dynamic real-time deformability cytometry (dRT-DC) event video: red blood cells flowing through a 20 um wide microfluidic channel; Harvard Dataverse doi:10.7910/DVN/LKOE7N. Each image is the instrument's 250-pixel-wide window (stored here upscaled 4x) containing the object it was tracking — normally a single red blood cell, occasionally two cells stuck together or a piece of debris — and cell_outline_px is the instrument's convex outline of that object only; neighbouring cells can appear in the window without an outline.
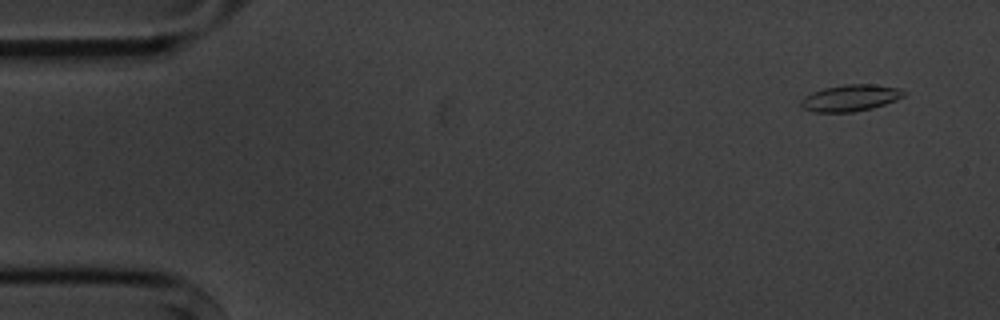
{"species": "common noctule bat (a hibernating species)", "species_latin": "Nyctalus noctula", "temperature_condition": "cold", "stored_images_in_passage": 4, "camera_frame_rate_fps": 3000, "um_per_image_px": 0.085, "animal": {"sex": "male", "body_mass_g": 20.1, "forearm_length_mm": 53.5}, "frame": {"image": 1, "passage_image": 1, "time_ms": 0.0, "image_size_px": [1000, 320], "cell_outline_px": [[908, 92], [904, 96], [896, 100], [872, 108], [852, 112], [812, 112], [804, 108], [800, 104], [800, 100], [812, 92], [824, 88], [844, 84], [872, 84], [900, 88]], "centroid_in_image_um": [72.31, 8.32], "position_along_channel_um": 12.7, "area_um2": 15.95}}